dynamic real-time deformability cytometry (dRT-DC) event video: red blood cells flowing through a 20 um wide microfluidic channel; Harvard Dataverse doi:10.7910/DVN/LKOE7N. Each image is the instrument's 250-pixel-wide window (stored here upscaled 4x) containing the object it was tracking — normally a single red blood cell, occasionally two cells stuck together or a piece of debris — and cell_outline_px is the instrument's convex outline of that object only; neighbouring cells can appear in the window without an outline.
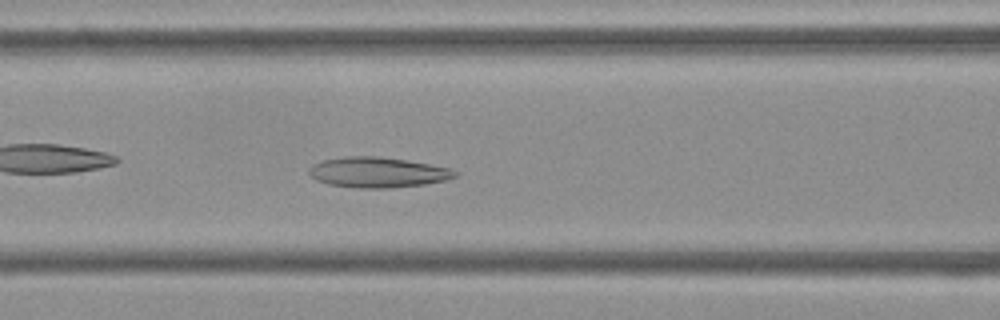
{"species": "Egyptian fruit bat (a non-hibernating species)", "species_latin": "Rousettus aegyptiacus", "temperature_condition": "cold", "stored_images_in_passage": 39, "camera_frame_rate_fps": 3000, "um_per_image_px": 0.085, "frame": {"image": 1, "passage_image": 8, "time_ms": 2.333, "image_size_px": [1000, 320], "cell_outline_px": [[456, 176], [448, 180], [424, 184], [388, 188], [360, 188], [328, 184], [316, 180], [308, 176], [308, 168], [312, 164], [320, 160], [344, 156], [380, 156], [428, 164], [448, 168], [456, 172]], "centroid_in_image_um": [32.01, 14.64], "position_along_channel_um": 134.6, "area_um2": 25.89}}
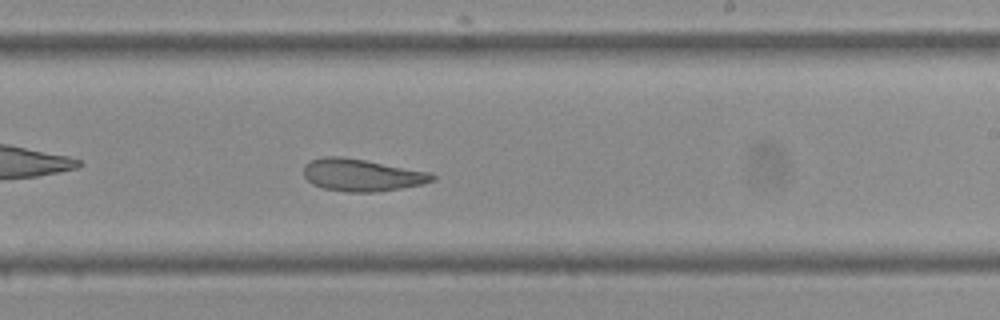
{"frame": {"image": 2, "passage_image": 18, "time_ms": 5.667, "image_size_px": [1000, 320], "cell_outline_px": [[436, 180], [424, 184], [376, 192], [348, 192], [324, 188], [312, 184], [304, 176], [304, 164], [308, 160], [324, 156], [340, 156], [364, 160], [432, 172], [436, 176]], "centroid_in_image_um": [30.76, 14.87], "position_along_channel_um": 258.2, "area_um2": 24.33}}
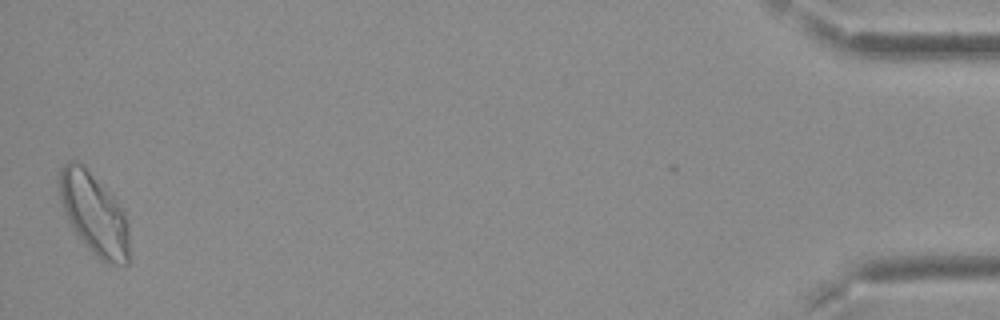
{"frame": {"image": 3, "passage_image": 39, "time_ms": 12.667, "image_size_px": [1000, 320], "cell_outline_px": [[128, 264], [108, 264], [96, 256], [92, 252], [76, 232], [68, 220], [60, 200], [60, 168], [68, 160], [76, 160], [84, 164], [112, 192], [124, 208], [128, 220]], "centroid_in_image_um": [8.03, 18.11], "position_along_channel_um": 427.2, "area_um2": 33.58}, "authors_computed_cell_mechanics": {"area_um2": 25.721, "velocity_mm_per_s": 3.7213, "shape_relaxation_time_tau1_ms": null, "shape_relaxation_time_tau2_ms": 3.6758, "deformation_change_tau1": null, "deformation_change_tau2": 0.1203}}